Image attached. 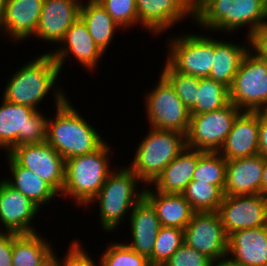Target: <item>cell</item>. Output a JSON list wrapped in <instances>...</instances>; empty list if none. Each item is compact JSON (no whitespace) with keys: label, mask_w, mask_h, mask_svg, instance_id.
<instances>
[{"label":"cell","mask_w":267,"mask_h":266,"mask_svg":"<svg viewBox=\"0 0 267 266\" xmlns=\"http://www.w3.org/2000/svg\"><path fill=\"white\" fill-rule=\"evenodd\" d=\"M61 75L53 57L46 51L26 62L7 81L2 98L10 103L26 105L39 110L46 95L54 93L55 108L66 98L63 87L56 86ZM57 82V83H56ZM62 88V89H59ZM38 107V108H37Z\"/></svg>","instance_id":"cell-1"},{"label":"cell","mask_w":267,"mask_h":266,"mask_svg":"<svg viewBox=\"0 0 267 266\" xmlns=\"http://www.w3.org/2000/svg\"><path fill=\"white\" fill-rule=\"evenodd\" d=\"M194 22L213 32H234L247 26L246 39H251L267 24L264 0H195Z\"/></svg>","instance_id":"cell-2"},{"label":"cell","mask_w":267,"mask_h":266,"mask_svg":"<svg viewBox=\"0 0 267 266\" xmlns=\"http://www.w3.org/2000/svg\"><path fill=\"white\" fill-rule=\"evenodd\" d=\"M69 100L56 107L53 118L48 117L46 140L65 160L93 153L106 142Z\"/></svg>","instance_id":"cell-3"},{"label":"cell","mask_w":267,"mask_h":266,"mask_svg":"<svg viewBox=\"0 0 267 266\" xmlns=\"http://www.w3.org/2000/svg\"><path fill=\"white\" fill-rule=\"evenodd\" d=\"M111 150L109 143L105 142L93 153L66 159L64 187L60 196L74 199L76 206H86L87 209L113 170L109 162Z\"/></svg>","instance_id":"cell-4"},{"label":"cell","mask_w":267,"mask_h":266,"mask_svg":"<svg viewBox=\"0 0 267 266\" xmlns=\"http://www.w3.org/2000/svg\"><path fill=\"white\" fill-rule=\"evenodd\" d=\"M139 182L138 176L127 165L108 175L100 191L87 205H93L97 201L104 232L115 231L124 217L130 216L133 207L144 197V188H138Z\"/></svg>","instance_id":"cell-5"},{"label":"cell","mask_w":267,"mask_h":266,"mask_svg":"<svg viewBox=\"0 0 267 266\" xmlns=\"http://www.w3.org/2000/svg\"><path fill=\"white\" fill-rule=\"evenodd\" d=\"M149 130L128 165L145 186L152 185L164 168L186 148L185 134L152 127Z\"/></svg>","instance_id":"cell-6"},{"label":"cell","mask_w":267,"mask_h":266,"mask_svg":"<svg viewBox=\"0 0 267 266\" xmlns=\"http://www.w3.org/2000/svg\"><path fill=\"white\" fill-rule=\"evenodd\" d=\"M48 118L40 110L10 103L2 98L0 105V148L8 153L23 144L47 140Z\"/></svg>","instance_id":"cell-7"},{"label":"cell","mask_w":267,"mask_h":266,"mask_svg":"<svg viewBox=\"0 0 267 266\" xmlns=\"http://www.w3.org/2000/svg\"><path fill=\"white\" fill-rule=\"evenodd\" d=\"M229 101L242 111L267 110V60L252 48L229 87Z\"/></svg>","instance_id":"cell-8"},{"label":"cell","mask_w":267,"mask_h":266,"mask_svg":"<svg viewBox=\"0 0 267 266\" xmlns=\"http://www.w3.org/2000/svg\"><path fill=\"white\" fill-rule=\"evenodd\" d=\"M167 40L169 52L166 62L176 72L198 78L209 77L214 58V38L211 35L185 33Z\"/></svg>","instance_id":"cell-9"},{"label":"cell","mask_w":267,"mask_h":266,"mask_svg":"<svg viewBox=\"0 0 267 266\" xmlns=\"http://www.w3.org/2000/svg\"><path fill=\"white\" fill-rule=\"evenodd\" d=\"M241 112L242 110L229 102L218 110L190 114L185 135L186 147L204 152H219Z\"/></svg>","instance_id":"cell-10"},{"label":"cell","mask_w":267,"mask_h":266,"mask_svg":"<svg viewBox=\"0 0 267 266\" xmlns=\"http://www.w3.org/2000/svg\"><path fill=\"white\" fill-rule=\"evenodd\" d=\"M158 81L144 98L150 127L186 135L190 123V111L161 74Z\"/></svg>","instance_id":"cell-11"},{"label":"cell","mask_w":267,"mask_h":266,"mask_svg":"<svg viewBox=\"0 0 267 266\" xmlns=\"http://www.w3.org/2000/svg\"><path fill=\"white\" fill-rule=\"evenodd\" d=\"M184 243L213 262L226 257L228 236L218 212H195L184 229Z\"/></svg>","instance_id":"cell-12"},{"label":"cell","mask_w":267,"mask_h":266,"mask_svg":"<svg viewBox=\"0 0 267 266\" xmlns=\"http://www.w3.org/2000/svg\"><path fill=\"white\" fill-rule=\"evenodd\" d=\"M8 154L22 167L30 169L59 194L64 187L65 159L47 142L13 147Z\"/></svg>","instance_id":"cell-13"},{"label":"cell","mask_w":267,"mask_h":266,"mask_svg":"<svg viewBox=\"0 0 267 266\" xmlns=\"http://www.w3.org/2000/svg\"><path fill=\"white\" fill-rule=\"evenodd\" d=\"M227 236L235 231L267 225V197L262 194L224 195L218 209Z\"/></svg>","instance_id":"cell-14"},{"label":"cell","mask_w":267,"mask_h":266,"mask_svg":"<svg viewBox=\"0 0 267 266\" xmlns=\"http://www.w3.org/2000/svg\"><path fill=\"white\" fill-rule=\"evenodd\" d=\"M194 4L195 0H136V11L142 29L159 35L186 17L194 22Z\"/></svg>","instance_id":"cell-15"},{"label":"cell","mask_w":267,"mask_h":266,"mask_svg":"<svg viewBox=\"0 0 267 266\" xmlns=\"http://www.w3.org/2000/svg\"><path fill=\"white\" fill-rule=\"evenodd\" d=\"M60 44L57 49L48 52L58 65L60 73L69 56L73 55L77 63L79 62L83 68L85 67L92 73L97 69L96 66L104 55V52L90 36L87 25L81 18L77 19L70 26Z\"/></svg>","instance_id":"cell-16"},{"label":"cell","mask_w":267,"mask_h":266,"mask_svg":"<svg viewBox=\"0 0 267 266\" xmlns=\"http://www.w3.org/2000/svg\"><path fill=\"white\" fill-rule=\"evenodd\" d=\"M41 209L20 191L15 190L3 179L0 181V232L17 234L37 233L33 219Z\"/></svg>","instance_id":"cell-17"},{"label":"cell","mask_w":267,"mask_h":266,"mask_svg":"<svg viewBox=\"0 0 267 266\" xmlns=\"http://www.w3.org/2000/svg\"><path fill=\"white\" fill-rule=\"evenodd\" d=\"M82 0H44L34 38L60 43L70 26L80 18Z\"/></svg>","instance_id":"cell-18"},{"label":"cell","mask_w":267,"mask_h":266,"mask_svg":"<svg viewBox=\"0 0 267 266\" xmlns=\"http://www.w3.org/2000/svg\"><path fill=\"white\" fill-rule=\"evenodd\" d=\"M263 167L261 154L227 160L224 195L261 194Z\"/></svg>","instance_id":"cell-19"},{"label":"cell","mask_w":267,"mask_h":266,"mask_svg":"<svg viewBox=\"0 0 267 266\" xmlns=\"http://www.w3.org/2000/svg\"><path fill=\"white\" fill-rule=\"evenodd\" d=\"M219 153L226 160L259 154L258 111H242L237 116Z\"/></svg>","instance_id":"cell-20"},{"label":"cell","mask_w":267,"mask_h":266,"mask_svg":"<svg viewBox=\"0 0 267 266\" xmlns=\"http://www.w3.org/2000/svg\"><path fill=\"white\" fill-rule=\"evenodd\" d=\"M44 0H7L0 33L14 43L35 35ZM18 40V41H17Z\"/></svg>","instance_id":"cell-21"},{"label":"cell","mask_w":267,"mask_h":266,"mask_svg":"<svg viewBox=\"0 0 267 266\" xmlns=\"http://www.w3.org/2000/svg\"><path fill=\"white\" fill-rule=\"evenodd\" d=\"M227 256L245 266H267V225L230 234Z\"/></svg>","instance_id":"cell-22"},{"label":"cell","mask_w":267,"mask_h":266,"mask_svg":"<svg viewBox=\"0 0 267 266\" xmlns=\"http://www.w3.org/2000/svg\"><path fill=\"white\" fill-rule=\"evenodd\" d=\"M130 241L125 244L138 254L149 259L152 256L157 233L161 227L155 209L143 197L131 211L130 218Z\"/></svg>","instance_id":"cell-23"},{"label":"cell","mask_w":267,"mask_h":266,"mask_svg":"<svg viewBox=\"0 0 267 266\" xmlns=\"http://www.w3.org/2000/svg\"><path fill=\"white\" fill-rule=\"evenodd\" d=\"M148 187V188H147ZM144 188V198L155 209L161 226L185 229L195 211L182 194L162 193Z\"/></svg>","instance_id":"cell-24"},{"label":"cell","mask_w":267,"mask_h":266,"mask_svg":"<svg viewBox=\"0 0 267 266\" xmlns=\"http://www.w3.org/2000/svg\"><path fill=\"white\" fill-rule=\"evenodd\" d=\"M204 151L186 147L152 184L162 193L181 194L191 182L196 164Z\"/></svg>","instance_id":"cell-25"},{"label":"cell","mask_w":267,"mask_h":266,"mask_svg":"<svg viewBox=\"0 0 267 266\" xmlns=\"http://www.w3.org/2000/svg\"><path fill=\"white\" fill-rule=\"evenodd\" d=\"M6 158H8L9 171L12 177L3 180L12 188L24 194L40 209L43 205L52 202L57 195L59 196V193L50 184L30 169L20 166L8 153H6Z\"/></svg>","instance_id":"cell-26"},{"label":"cell","mask_w":267,"mask_h":266,"mask_svg":"<svg viewBox=\"0 0 267 266\" xmlns=\"http://www.w3.org/2000/svg\"><path fill=\"white\" fill-rule=\"evenodd\" d=\"M248 42V43H247ZM246 44L226 42L214 38V58L209 78L223 83L228 88L239 69L243 57L251 48V39Z\"/></svg>","instance_id":"cell-27"},{"label":"cell","mask_w":267,"mask_h":266,"mask_svg":"<svg viewBox=\"0 0 267 266\" xmlns=\"http://www.w3.org/2000/svg\"><path fill=\"white\" fill-rule=\"evenodd\" d=\"M80 18L87 25L90 36L104 52L109 48L113 36L120 29L106 9L97 0H82ZM109 45V46H108Z\"/></svg>","instance_id":"cell-28"},{"label":"cell","mask_w":267,"mask_h":266,"mask_svg":"<svg viewBox=\"0 0 267 266\" xmlns=\"http://www.w3.org/2000/svg\"><path fill=\"white\" fill-rule=\"evenodd\" d=\"M40 232L13 233L12 266H38L54 250Z\"/></svg>","instance_id":"cell-29"},{"label":"cell","mask_w":267,"mask_h":266,"mask_svg":"<svg viewBox=\"0 0 267 266\" xmlns=\"http://www.w3.org/2000/svg\"><path fill=\"white\" fill-rule=\"evenodd\" d=\"M181 194L195 212H216L224 198L219 186L196 180H191Z\"/></svg>","instance_id":"cell-30"},{"label":"cell","mask_w":267,"mask_h":266,"mask_svg":"<svg viewBox=\"0 0 267 266\" xmlns=\"http://www.w3.org/2000/svg\"><path fill=\"white\" fill-rule=\"evenodd\" d=\"M229 102V88L227 86L209 77L200 78L196 106L190 114L218 110Z\"/></svg>","instance_id":"cell-31"},{"label":"cell","mask_w":267,"mask_h":266,"mask_svg":"<svg viewBox=\"0 0 267 266\" xmlns=\"http://www.w3.org/2000/svg\"><path fill=\"white\" fill-rule=\"evenodd\" d=\"M227 160L219 152H205L198 160L192 180L225 187Z\"/></svg>","instance_id":"cell-32"},{"label":"cell","mask_w":267,"mask_h":266,"mask_svg":"<svg viewBox=\"0 0 267 266\" xmlns=\"http://www.w3.org/2000/svg\"><path fill=\"white\" fill-rule=\"evenodd\" d=\"M160 74L170 83L177 96L191 112L196 106L200 78L176 72L167 62Z\"/></svg>","instance_id":"cell-33"},{"label":"cell","mask_w":267,"mask_h":266,"mask_svg":"<svg viewBox=\"0 0 267 266\" xmlns=\"http://www.w3.org/2000/svg\"><path fill=\"white\" fill-rule=\"evenodd\" d=\"M184 243V230L161 226L157 233L152 256L148 259L151 266H162Z\"/></svg>","instance_id":"cell-34"},{"label":"cell","mask_w":267,"mask_h":266,"mask_svg":"<svg viewBox=\"0 0 267 266\" xmlns=\"http://www.w3.org/2000/svg\"><path fill=\"white\" fill-rule=\"evenodd\" d=\"M100 266H151L149 260L123 242L109 244L99 258Z\"/></svg>","instance_id":"cell-35"},{"label":"cell","mask_w":267,"mask_h":266,"mask_svg":"<svg viewBox=\"0 0 267 266\" xmlns=\"http://www.w3.org/2000/svg\"><path fill=\"white\" fill-rule=\"evenodd\" d=\"M113 18L120 30L139 24L136 0H97Z\"/></svg>","instance_id":"cell-36"},{"label":"cell","mask_w":267,"mask_h":266,"mask_svg":"<svg viewBox=\"0 0 267 266\" xmlns=\"http://www.w3.org/2000/svg\"><path fill=\"white\" fill-rule=\"evenodd\" d=\"M206 255L183 243L162 266H213Z\"/></svg>","instance_id":"cell-37"},{"label":"cell","mask_w":267,"mask_h":266,"mask_svg":"<svg viewBox=\"0 0 267 266\" xmlns=\"http://www.w3.org/2000/svg\"><path fill=\"white\" fill-rule=\"evenodd\" d=\"M72 241L68 252L64 253L65 255H63V259H60V266H98V263L96 265L95 260L81 245L80 240L76 239Z\"/></svg>","instance_id":"cell-38"},{"label":"cell","mask_w":267,"mask_h":266,"mask_svg":"<svg viewBox=\"0 0 267 266\" xmlns=\"http://www.w3.org/2000/svg\"><path fill=\"white\" fill-rule=\"evenodd\" d=\"M13 232H0V266H12Z\"/></svg>","instance_id":"cell-39"},{"label":"cell","mask_w":267,"mask_h":266,"mask_svg":"<svg viewBox=\"0 0 267 266\" xmlns=\"http://www.w3.org/2000/svg\"><path fill=\"white\" fill-rule=\"evenodd\" d=\"M259 154L267 157V110L258 111Z\"/></svg>","instance_id":"cell-40"},{"label":"cell","mask_w":267,"mask_h":266,"mask_svg":"<svg viewBox=\"0 0 267 266\" xmlns=\"http://www.w3.org/2000/svg\"><path fill=\"white\" fill-rule=\"evenodd\" d=\"M251 48L267 60V24L251 38Z\"/></svg>","instance_id":"cell-41"},{"label":"cell","mask_w":267,"mask_h":266,"mask_svg":"<svg viewBox=\"0 0 267 266\" xmlns=\"http://www.w3.org/2000/svg\"><path fill=\"white\" fill-rule=\"evenodd\" d=\"M38 266H60V258H58L55 250Z\"/></svg>","instance_id":"cell-42"},{"label":"cell","mask_w":267,"mask_h":266,"mask_svg":"<svg viewBox=\"0 0 267 266\" xmlns=\"http://www.w3.org/2000/svg\"><path fill=\"white\" fill-rule=\"evenodd\" d=\"M261 194L267 197V157H264V167L262 172Z\"/></svg>","instance_id":"cell-43"},{"label":"cell","mask_w":267,"mask_h":266,"mask_svg":"<svg viewBox=\"0 0 267 266\" xmlns=\"http://www.w3.org/2000/svg\"><path fill=\"white\" fill-rule=\"evenodd\" d=\"M213 266H245L233 261L230 257L226 256L213 263Z\"/></svg>","instance_id":"cell-44"},{"label":"cell","mask_w":267,"mask_h":266,"mask_svg":"<svg viewBox=\"0 0 267 266\" xmlns=\"http://www.w3.org/2000/svg\"><path fill=\"white\" fill-rule=\"evenodd\" d=\"M7 0H0V32L3 26Z\"/></svg>","instance_id":"cell-45"}]
</instances>
